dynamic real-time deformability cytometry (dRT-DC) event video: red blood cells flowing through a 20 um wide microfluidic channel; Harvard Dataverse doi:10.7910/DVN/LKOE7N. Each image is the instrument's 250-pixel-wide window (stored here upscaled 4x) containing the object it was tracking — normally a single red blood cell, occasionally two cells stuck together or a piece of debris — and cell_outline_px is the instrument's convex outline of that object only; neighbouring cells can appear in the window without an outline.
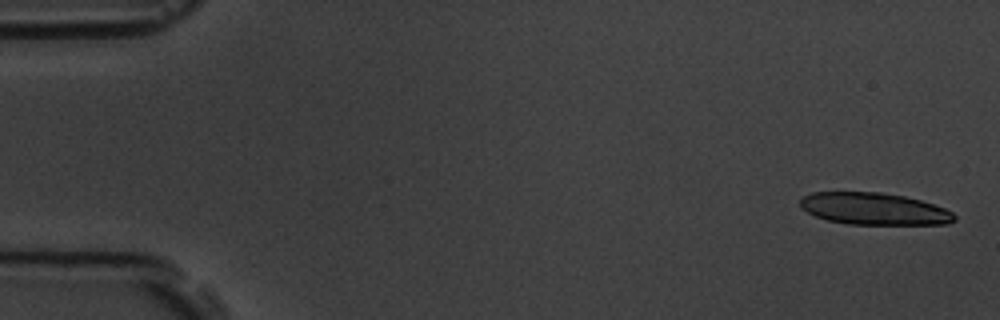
{"species": "common noctule bat (a hibernating species)", "species_latin": "Nyctalus noctula", "temperature_condition": "room temperature", "stored_images_in_passage": 5, "camera_frame_rate_fps": 3000, "um_per_image_px": 0.085, "animal": {"sex": "male", "body_mass_g": 19.5, "forearm_length_mm": 54.6}, "frame": {"image": 1, "passage_image": 1, "time_ms": 0.0, "image_size_px": [1000, 320], "cell_outline_px": [[956, 220], [948, 224], [848, 224], [828, 220], [816, 216], [800, 208], [800, 196], [812, 192], [880, 192], [904, 196], [920, 200], [944, 208], [952, 212], [956, 216]], "centroid_in_image_um": [74.27, 17.74], "position_along_channel_um": 10.7, "area_um2": 28.78}}